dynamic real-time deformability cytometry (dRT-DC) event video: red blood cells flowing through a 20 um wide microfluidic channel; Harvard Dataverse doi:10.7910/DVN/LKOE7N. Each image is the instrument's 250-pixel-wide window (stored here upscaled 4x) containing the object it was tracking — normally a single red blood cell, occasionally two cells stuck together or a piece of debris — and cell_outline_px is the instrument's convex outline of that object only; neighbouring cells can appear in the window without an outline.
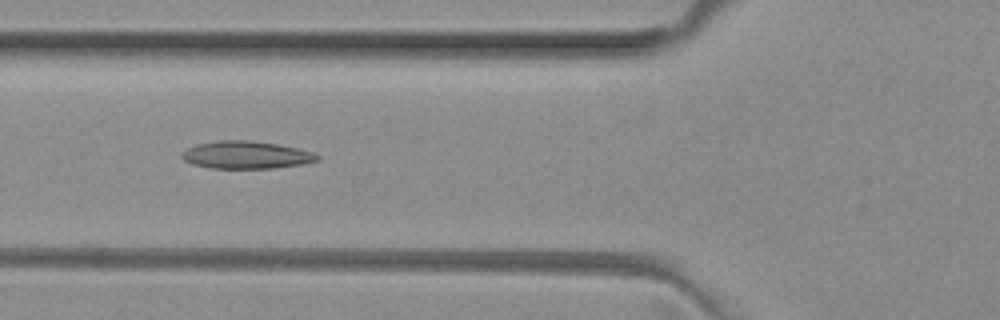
{"species": "common noctule bat (a hibernating species)", "species_latin": "Nyctalus noctula", "temperature_condition": "room temperature", "stored_images_in_passage": 50, "camera_frame_rate_fps": 3000, "um_per_image_px": 0.085, "animal": {"sex": "female", "body_mass_g": 29.2, "forearm_length_mm": 56.3}, "frame": {"image": 1, "passage_image": 18, "time_ms": 5.667, "image_size_px": [1000, 320], "cell_outline_px": [[320, 160], [300, 164], [276, 168], [208, 168], [192, 164], [184, 160], [180, 156], [188, 148], [196, 144], [220, 140], [252, 140], [276, 144], [296, 148], [312, 152], [320, 156]], "centroid_in_image_um": [20.91, 13.17], "position_along_channel_um": 104.9, "area_um2": 21.68}}
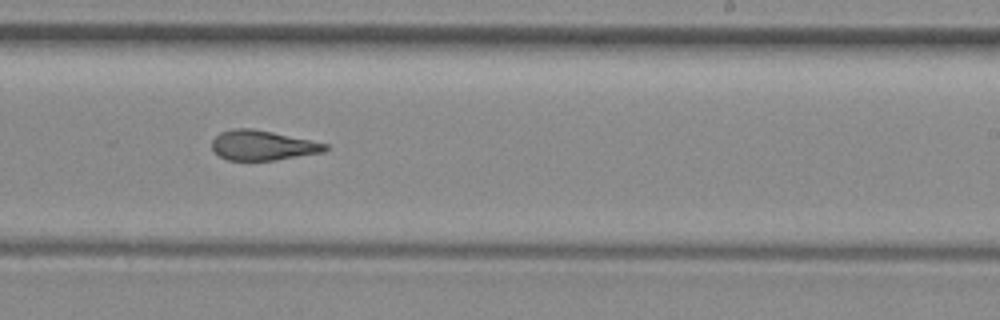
{"frame": {"image": 2, "passage_image": 30, "time_ms": 9.667, "image_size_px": [1000, 320], "cell_outline_px": [[328, 148], [324, 152], [276, 160], [228, 160], [220, 156], [212, 148], [212, 140], [220, 132], [232, 128], [252, 128], [272, 132], [328, 144]], "centroid_in_image_um": [22.31, 12.35], "position_along_channel_um": 266.7, "area_um2": 19.59}}
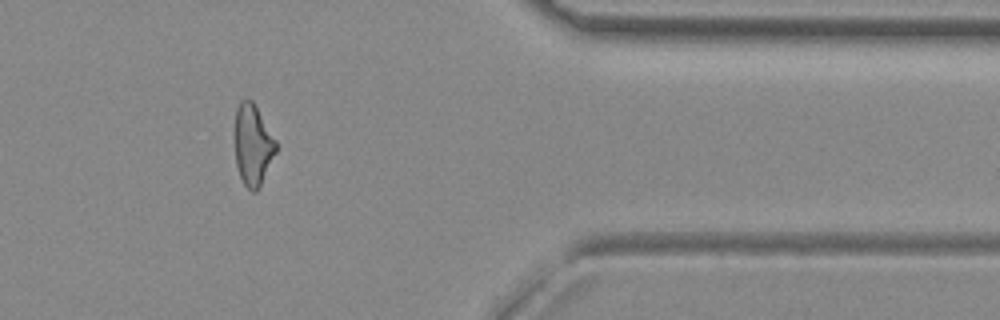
{"frame": {"image": 3, "passage_image": 41, "time_ms": 13.333, "image_size_px": [1000, 320], "cell_outline_px": [[276, 152], [256, 192], [252, 192], [244, 184], [240, 176], [236, 164], [236, 108], [240, 100], [252, 100], [276, 140]], "centroid_in_image_um": [21.49, 12.31], "position_along_channel_um": 389.9, "area_um2": 18.9}, "authors_computed_cell_mechanics": {"area_um2": 20.8658, "velocity_mm_per_s": 4.0478, "shape_relaxation_time_tau1_ms": null, "shape_relaxation_time_tau2_ms": 2.8473, "deformation_change_tau1": null, "deformation_change_tau2": 0.1217}}